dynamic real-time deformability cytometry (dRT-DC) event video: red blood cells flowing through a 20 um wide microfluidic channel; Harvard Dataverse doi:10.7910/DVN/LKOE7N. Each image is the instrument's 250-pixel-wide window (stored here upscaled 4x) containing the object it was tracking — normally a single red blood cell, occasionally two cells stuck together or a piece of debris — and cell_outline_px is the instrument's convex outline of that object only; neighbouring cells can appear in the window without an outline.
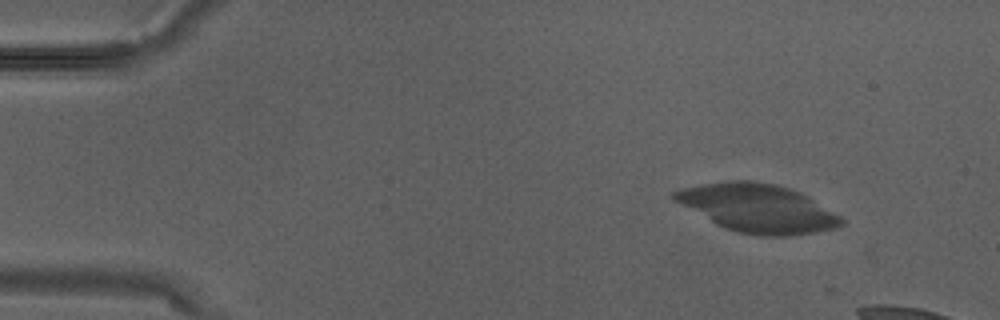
{"species": "Egyptian fruit bat (a non-hibernating species)", "species_latin": "Rousettus aegyptiacus", "temperature_condition": "warm", "stored_images_in_passage": 4, "camera_frame_rate_fps": 3000, "um_per_image_px": 0.085, "animal": {"sex": "male"}, "frame": {"image": 1, "passage_image": 2, "time_ms": 0.333, "image_size_px": [1000, 320], "cell_outline_px": [[844, 224], [840, 228], [816, 232], [788, 236], [764, 236], [740, 232], [724, 228], [716, 224], [672, 200], [668, 196], [672, 192], [684, 188], [704, 184], [728, 180], [752, 180], [776, 184], [800, 192], [840, 216], [844, 220]], "centroid_in_image_um": [64.4, 17.69], "position_along_channel_um": 20.6, "area_um2": 46.88}}